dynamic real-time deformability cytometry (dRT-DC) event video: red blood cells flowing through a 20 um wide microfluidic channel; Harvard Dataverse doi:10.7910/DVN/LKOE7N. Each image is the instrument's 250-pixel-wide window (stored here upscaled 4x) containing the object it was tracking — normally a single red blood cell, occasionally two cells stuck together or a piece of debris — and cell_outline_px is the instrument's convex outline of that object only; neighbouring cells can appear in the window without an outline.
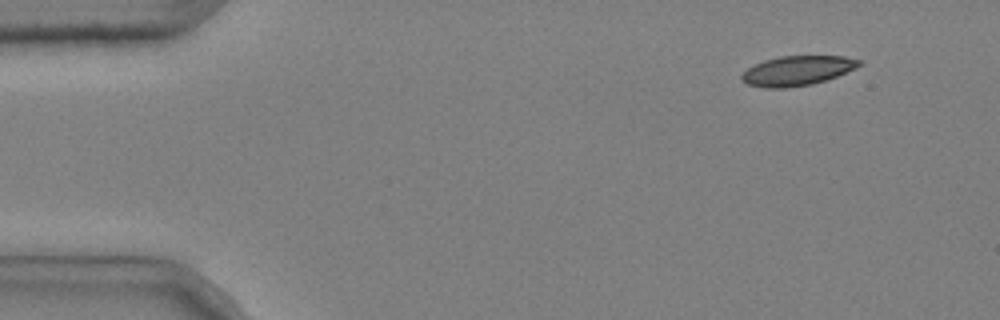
{"species": "common noctule bat (a hibernating species)", "species_latin": "Nyctalus noctula", "temperature_condition": "cold", "stored_images_in_passage": 3, "camera_frame_rate_fps": 3000, "um_per_image_px": 0.085, "animal": {"sex": "male", "body_mass_g": 20.4}, "frame": {"image": 1, "passage_image": 1, "time_ms": 0.0, "image_size_px": [1000, 320], "cell_outline_px": [[864, 64], [856, 68], [836, 76], [812, 84], [784, 88], [764, 88], [748, 84], [740, 80], [740, 76], [748, 68], [764, 60], [780, 56], [844, 56], [864, 60]], "centroid_in_image_um": [67.79, 6.0], "position_along_channel_um": 17.2, "area_um2": 20.35}}